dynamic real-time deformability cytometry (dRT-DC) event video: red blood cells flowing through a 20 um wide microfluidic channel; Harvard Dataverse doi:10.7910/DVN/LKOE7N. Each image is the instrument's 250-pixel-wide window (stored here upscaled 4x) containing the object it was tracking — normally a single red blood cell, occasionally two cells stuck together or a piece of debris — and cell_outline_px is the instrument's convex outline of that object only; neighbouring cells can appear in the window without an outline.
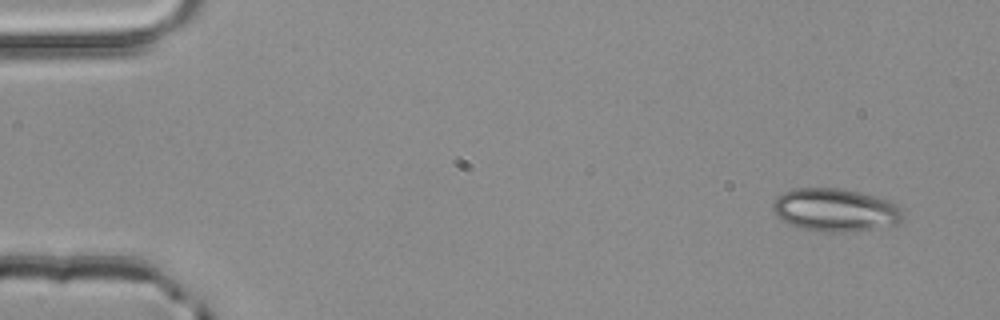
{"species": "common noctule bat (a hibernating species)", "species_latin": "Nyctalus noctula", "temperature_condition": "room temperature", "stored_images_in_passage": 3, "camera_frame_rate_fps": 3000, "um_per_image_px": 0.085, "animal": {"sex": "male", "body_mass_g": 20.4}, "frame": {"image": 1, "passage_image": 1, "time_ms": 0.0, "image_size_px": [1000, 320], "cell_outline_px": [[904, 220], [896, 224], [876, 228], [844, 232], [824, 232], [804, 228], [780, 220], [776, 216], [772, 208], [772, 204], [776, 196], [792, 188], [840, 188], [860, 192], [892, 200], [904, 212]], "centroid_in_image_um": [71.02, 17.83], "position_along_channel_um": 14.0, "area_um2": 32.89}}